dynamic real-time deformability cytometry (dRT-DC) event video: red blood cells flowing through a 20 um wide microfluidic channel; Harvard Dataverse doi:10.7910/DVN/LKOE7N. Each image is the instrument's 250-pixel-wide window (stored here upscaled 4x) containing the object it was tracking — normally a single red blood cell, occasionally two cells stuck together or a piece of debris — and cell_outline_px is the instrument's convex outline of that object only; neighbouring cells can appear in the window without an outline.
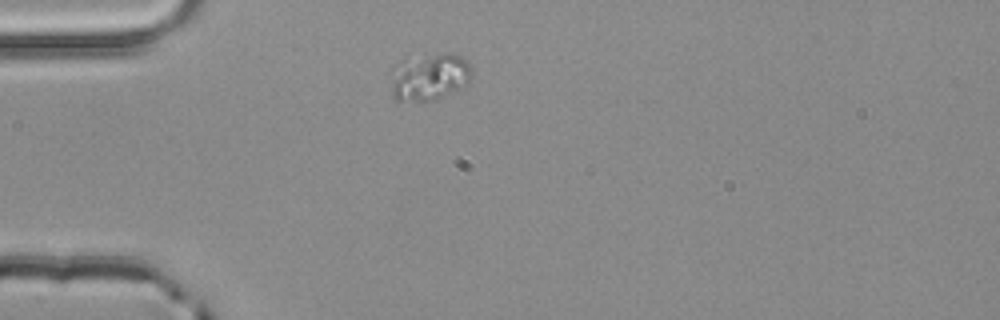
{"species": "common noctule bat (a hibernating species)", "species_latin": "Nyctalus noctula", "temperature_condition": "room temperature", "stored_images_in_passage": 1, "camera_frame_rate_fps": 3000, "um_per_image_px": 0.085, "animal": {"sex": "male", "body_mass_g": 20.4}, "frame": {"image": 1, "passage_image": 1, "time_ms": 0.0, "image_size_px": [1000, 320], "cell_outline_px": [[472, 76], [468, 84], [460, 88], [440, 96], [424, 100], [396, 100], [392, 96], [388, 72], [388, 68], [404, 56], [444, 52], [452, 52], [460, 56], [472, 64]], "centroid_in_image_um": [36.42, 6.43], "position_along_channel_um": 48.6, "area_um2": 23.29}}